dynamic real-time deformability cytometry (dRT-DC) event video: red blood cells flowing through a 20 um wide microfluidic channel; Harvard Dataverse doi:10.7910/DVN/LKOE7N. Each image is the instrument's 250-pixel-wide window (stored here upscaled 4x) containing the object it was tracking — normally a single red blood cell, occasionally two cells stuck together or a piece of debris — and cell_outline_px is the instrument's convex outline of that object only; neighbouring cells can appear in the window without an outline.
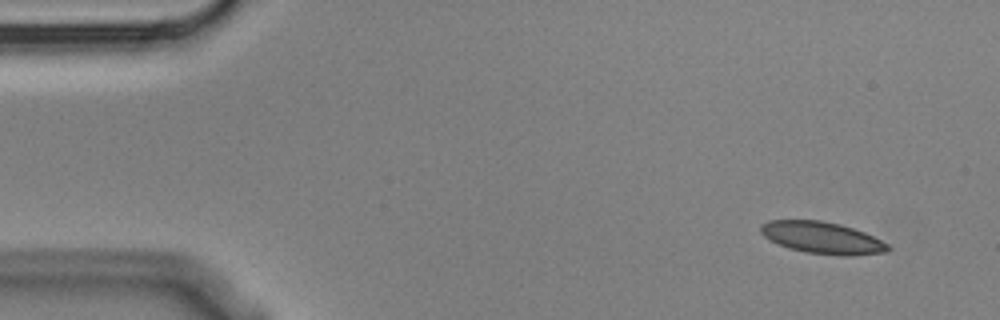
{"species": "Egyptian fruit bat (a non-hibernating species)", "species_latin": "Rousettus aegyptiacus", "temperature_condition": "cold", "stored_images_in_passage": 4, "camera_frame_rate_fps": 3000, "um_per_image_px": 0.085, "animal": {"sex": "male"}, "frame": {"image": 1, "passage_image": 1, "time_ms": 0.0, "image_size_px": [1000, 320], "cell_outline_px": [[888, 252], [852, 256], [844, 256], [808, 252], [788, 248], [764, 236], [760, 232], [760, 224], [768, 220], [820, 220], [840, 224], [864, 232], [888, 244]], "centroid_in_image_um": [69.88, 20.2], "position_along_channel_um": 15.1, "area_um2": 23.41}}
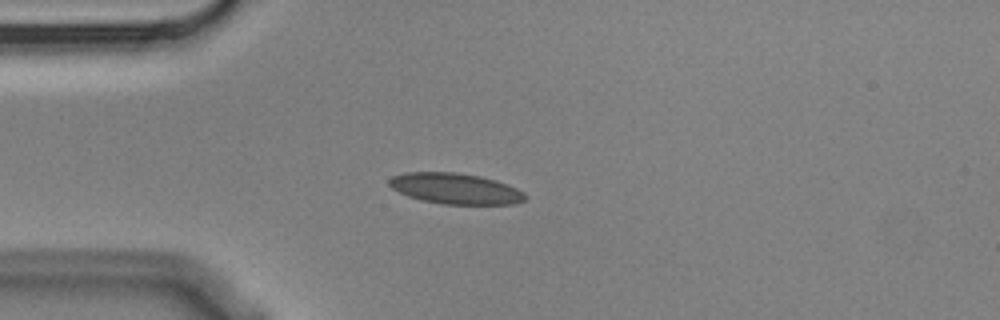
{"frame": {"image": 2, "passage_image": 4, "time_ms": 1.0, "image_size_px": [1000, 320], "cell_outline_px": [[528, 196], [524, 200], [516, 204], [444, 204], [420, 200], [408, 196], [392, 188], [388, 184], [388, 180], [392, 176], [404, 172], [456, 172], [480, 176], [496, 180], [516, 188], [524, 192]], "centroid_in_image_um": [38.7, 16.03], "position_along_channel_um": 46.3, "area_um2": 24.51}}